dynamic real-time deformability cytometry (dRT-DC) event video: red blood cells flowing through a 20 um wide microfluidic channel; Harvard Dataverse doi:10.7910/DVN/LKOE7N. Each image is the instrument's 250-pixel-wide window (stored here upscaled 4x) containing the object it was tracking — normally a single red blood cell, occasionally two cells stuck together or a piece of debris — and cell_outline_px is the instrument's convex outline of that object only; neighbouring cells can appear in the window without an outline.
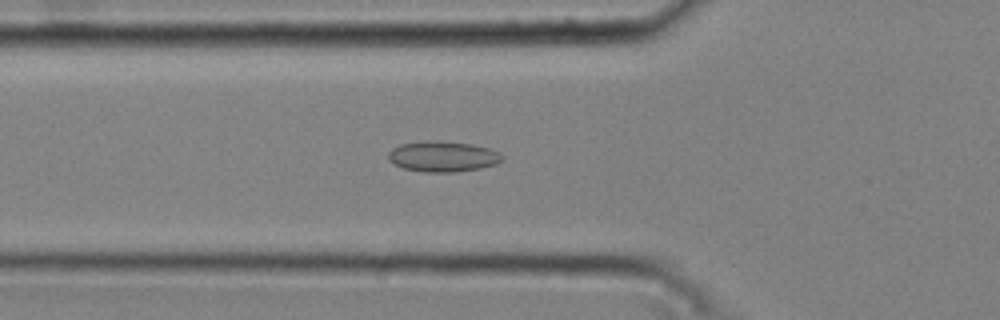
{"species": "common noctule bat (a hibernating species)", "species_latin": "Nyctalus noctula", "temperature_condition": "cold", "stored_images_in_passage": 49, "camera_frame_rate_fps": 3000, "um_per_image_px": 0.085, "animal": {"sex": "male", "body_mass_g": 20.4}, "frame": {"image": 1, "passage_image": 17, "time_ms": 5.333, "image_size_px": [1000, 320], "cell_outline_px": [[504, 160], [496, 164], [480, 168], [456, 172], [424, 172], [404, 168], [388, 160], [388, 152], [392, 148], [400, 144], [424, 140], [440, 140], [472, 144], [488, 148], [500, 152], [504, 156]], "centroid_in_image_um": [37.66, 13.29], "position_along_channel_um": 88.1, "area_um2": 20.58}}
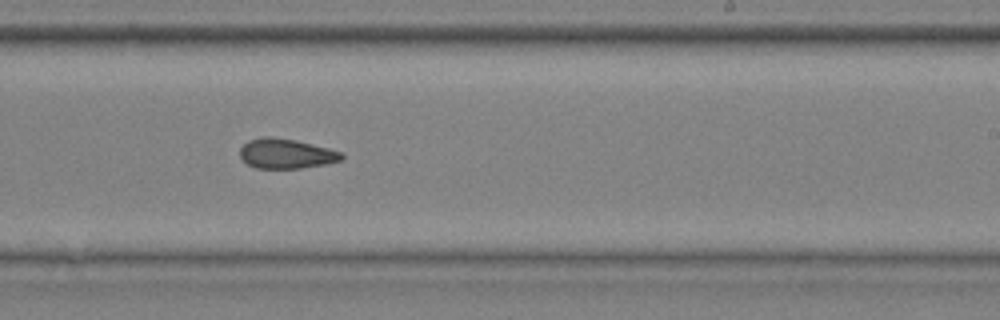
{"frame": {"image": 2, "passage_image": 31, "time_ms": 10.0, "image_size_px": [1000, 320], "cell_outline_px": [[344, 156], [340, 160], [324, 164], [300, 168], [256, 168], [248, 164], [240, 156], [240, 148], [248, 140], [264, 136], [268, 136], [296, 140], [328, 148], [340, 152]], "centroid_in_image_um": [24.29, 13.05], "position_along_channel_um": 264.7, "area_um2": 17.46}}
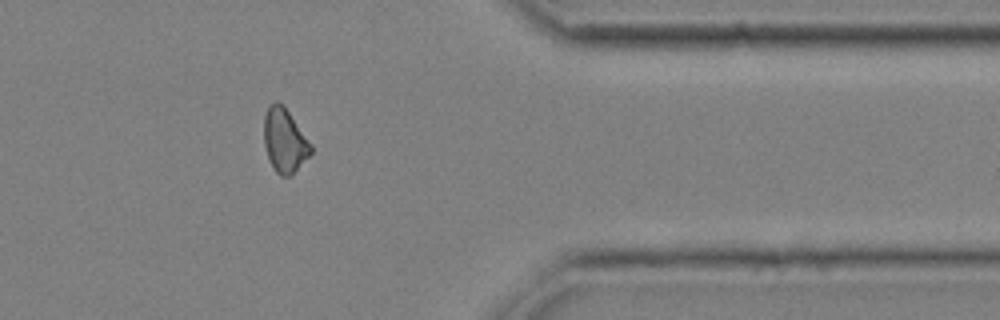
{"frame": {"image": 3, "passage_image": 42, "time_ms": 13.667, "image_size_px": [1000, 320], "cell_outline_px": [[312, 152], [288, 176], [280, 176], [276, 172], [268, 156], [264, 144], [264, 116], [268, 108], [276, 100], [288, 112], [312, 144]], "centroid_in_image_um": [24.18, 11.94], "position_along_channel_um": 387.2, "area_um2": 16.82}, "authors_computed_cell_mechanics": {"area_um2": 17.9758, "velocity_mm_per_s": 3.7829, "shape_relaxation_time_tau1_ms": null, "shape_relaxation_time_tau2_ms": 4.4883, "deformation_change_tau1": null, "deformation_change_tau2": 0.1105}}